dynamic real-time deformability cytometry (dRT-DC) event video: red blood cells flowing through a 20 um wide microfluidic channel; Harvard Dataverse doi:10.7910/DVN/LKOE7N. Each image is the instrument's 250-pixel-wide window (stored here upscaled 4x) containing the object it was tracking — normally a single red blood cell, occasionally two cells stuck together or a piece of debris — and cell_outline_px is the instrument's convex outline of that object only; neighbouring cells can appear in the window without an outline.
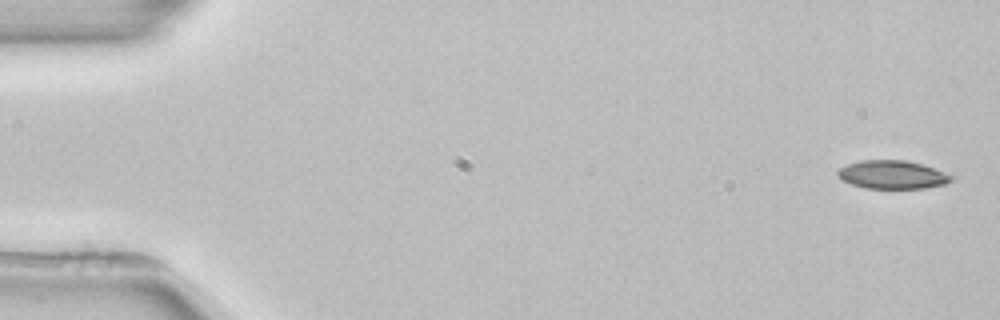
{"species": "common noctule bat (a hibernating species)", "species_latin": "Nyctalus noctula", "temperature_condition": "room temperature", "stored_images_in_passage": 5, "segment_of_instrument_passage": [1, 2], "camera_frame_rate_fps": 3000, "um_per_image_px": 0.085, "animal": {"sex": "female", "body_mass_g": 22.7, "forearm_length_mm": 54.2}, "frame": {"image": 1, "passage_image": 1, "time_ms": 0.0, "image_size_px": [1000, 320], "cell_outline_px": [[956, 176], [952, 180], [944, 184], [924, 188], [868, 188], [852, 184], [840, 180], [836, 176], [836, 172], [840, 168], [848, 164], [860, 160], [904, 160], [924, 164]], "centroid_in_image_um": [75.86, 14.84], "position_along_channel_um": 9.1, "area_um2": 18.9}}